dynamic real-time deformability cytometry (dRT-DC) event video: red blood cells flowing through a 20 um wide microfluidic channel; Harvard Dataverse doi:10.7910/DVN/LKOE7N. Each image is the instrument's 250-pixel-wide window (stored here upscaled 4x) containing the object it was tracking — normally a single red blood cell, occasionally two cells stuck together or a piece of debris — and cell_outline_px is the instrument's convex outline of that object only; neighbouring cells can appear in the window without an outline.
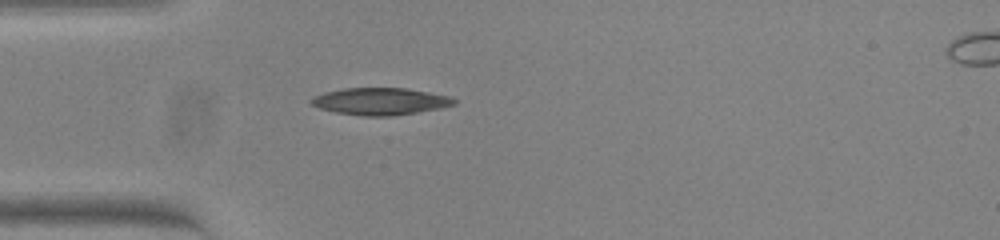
{"species": "common noctule bat (a hibernating species)", "species_latin": "Nyctalus noctula", "temperature_condition": "warm", "stored_images_in_passage": 44, "camera_frame_rate_fps": 3000, "um_per_image_px": 0.085, "animal": {"sex": "female", "body_mass_g": 23.0, "forearm_length_mm": 53.4}, "frame": {"image": 1, "passage_image": 6, "time_ms": 1.667, "image_size_px": [1000, 240], "cell_outline_px": [[456, 104], [440, 108], [392, 116], [364, 116], [336, 112], [320, 108], [312, 104], [308, 100], [312, 96], [324, 92], [344, 88], [404, 88], [452, 96], [456, 100]], "centroid_in_image_um": [32.31, 8.61], "position_along_channel_um": 52.7, "area_um2": 22.54}}
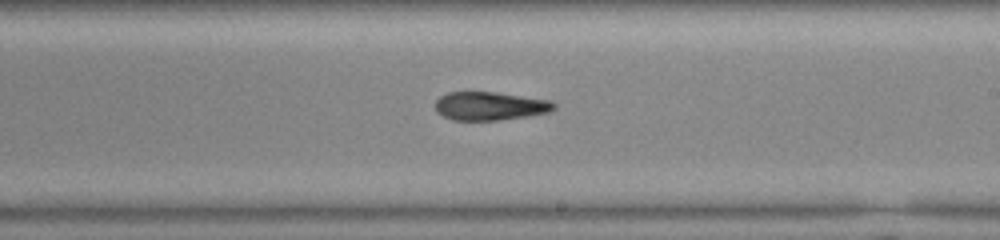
{"frame": {"image": 2, "passage_image": 22, "time_ms": 7.0, "image_size_px": [1000, 240], "cell_outline_px": [[556, 108], [548, 112], [528, 116], [496, 120], [452, 120], [436, 112], [436, 100], [440, 96], [448, 92], [496, 92], [552, 100], [556, 104]], "centroid_in_image_um": [41.66, 9.0], "position_along_channel_um": 247.3, "area_um2": 19.71}}
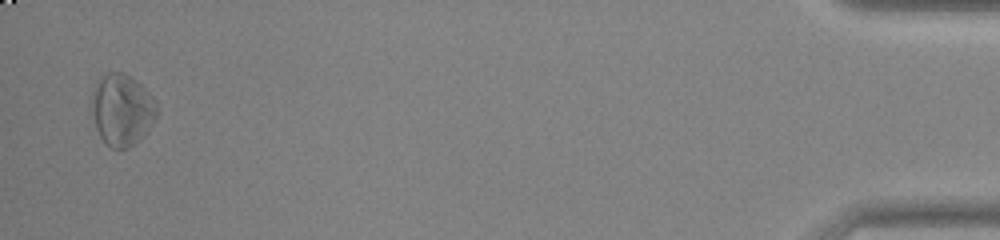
{"frame": {"image": 3, "passage_image": 43, "time_ms": 14.0, "image_size_px": [1000, 240], "cell_outline_px": [[160, 112], [144, 136], [140, 140], [128, 148], [112, 148], [100, 136], [88, 112], [92, 88], [108, 72], [124, 72], [136, 80], [152, 96]], "centroid_in_image_um": [10.34, 9.33], "position_along_channel_um": 424.9, "area_um2": 27.74}, "authors_computed_cell_mechanics": {"area_um2": 21.0681, "velocity_mm_per_s": 3.8087, "shape_relaxation_time_tau1_ms": 5.9089, "shape_relaxation_time_tau2_ms": 8.6075, "deformation_change_tau1": 0.1657, "deformation_change_tau2": 0.2277}}